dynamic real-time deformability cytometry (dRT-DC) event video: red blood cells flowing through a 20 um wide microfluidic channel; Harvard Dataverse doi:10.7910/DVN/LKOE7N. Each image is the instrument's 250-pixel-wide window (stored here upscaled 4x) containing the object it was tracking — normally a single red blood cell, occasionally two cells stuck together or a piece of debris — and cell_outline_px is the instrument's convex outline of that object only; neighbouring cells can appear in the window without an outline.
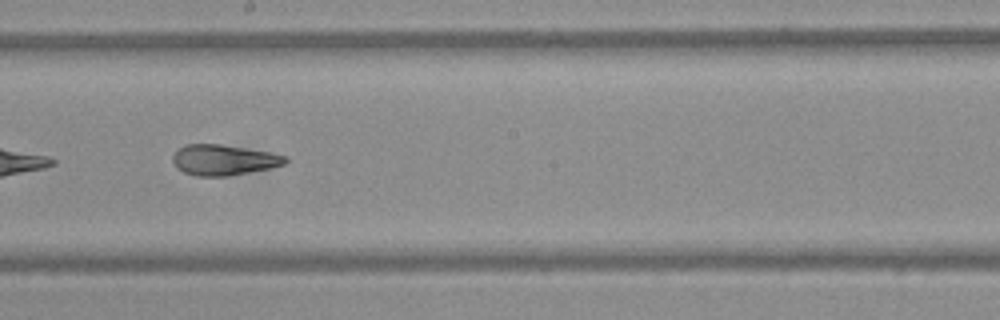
{"species": "Egyptian fruit bat (a non-hibernating species)", "species_latin": "Rousettus aegyptiacus", "temperature_condition": "warm", "stored_images_in_passage": 37, "camera_frame_rate_fps": 3000, "um_per_image_px": 0.085, "frame": {"image": 1, "passage_image": 16, "time_ms": 5.0, "image_size_px": [1000, 320], "cell_outline_px": [[288, 160], [284, 164], [268, 168], [248, 172], [224, 176], [196, 176], [184, 172], [176, 168], [172, 160], [172, 156], [180, 148], [188, 144], [220, 144], [268, 152], [288, 156]], "centroid_in_image_um": [18.99, 13.59], "position_along_channel_um": 229.2, "area_um2": 19.77}}